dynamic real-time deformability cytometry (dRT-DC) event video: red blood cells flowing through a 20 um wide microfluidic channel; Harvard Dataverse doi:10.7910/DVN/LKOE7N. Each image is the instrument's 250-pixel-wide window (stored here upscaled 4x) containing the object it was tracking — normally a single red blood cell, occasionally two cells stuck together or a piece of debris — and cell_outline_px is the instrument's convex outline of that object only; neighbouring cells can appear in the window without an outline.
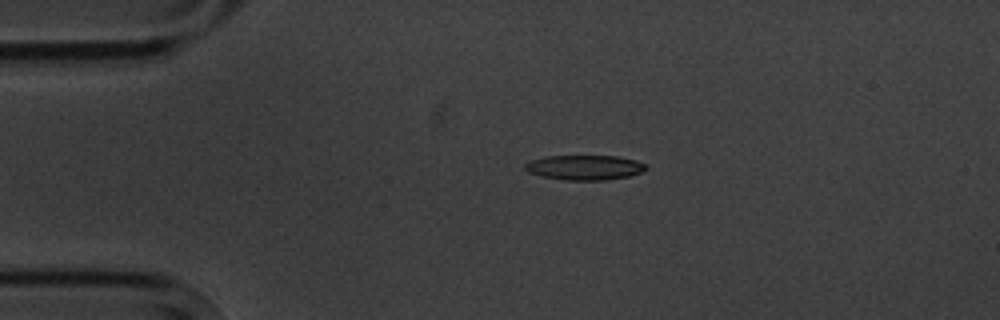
{"species": "common noctule bat (a hibernating species)", "species_latin": "Nyctalus noctula", "temperature_condition": "cold", "stored_images_in_passage": 4, "camera_frame_rate_fps": 3000, "um_per_image_px": 0.085, "animal": {"sex": "male", "body_mass_g": 20.1, "forearm_length_mm": 53.5}, "frame": {"image": 1, "passage_image": 1, "time_ms": 0.0, "image_size_px": [1000, 320], "cell_outline_px": [[648, 168], [640, 172], [628, 176], [604, 180], [564, 180], [540, 176], [528, 172], [524, 168], [524, 164], [528, 160], [544, 156], [616, 156], [636, 160], [648, 164]], "centroid_in_image_um": [49.66, 14.23], "position_along_channel_um": 35.3, "area_um2": 17.69}}
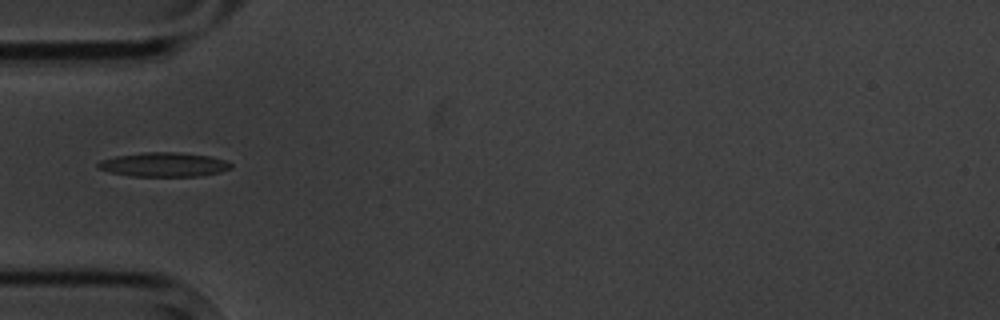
{"frame": {"image": 2, "passage_image": 3, "time_ms": 2.0, "image_size_px": [1000, 320], "cell_outline_px": [[232, 168], [220, 172], [200, 176], [132, 176], [112, 172], [96, 168], [96, 164], [100, 160], [116, 156], [144, 152], [176, 152], [208, 156], [228, 160], [232, 164]], "centroid_in_image_um": [13.94, 13.99], "position_along_channel_um": 71.1, "area_um2": 18.79}}
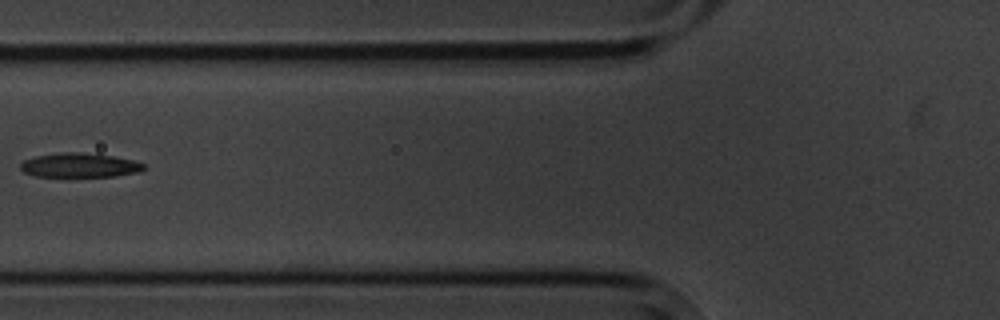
{"frame": {"image": 3, "passage_image": 4, "time_ms": 3.333, "image_size_px": [1000, 320], "cell_outline_px": [[144, 168], [136, 172], [116, 176], [36, 176], [24, 172], [20, 168], [20, 164], [24, 160], [36, 156], [60, 152], [80, 152], [112, 156], [132, 160], [144, 164]], "centroid_in_image_um": [6.72, 14.04], "position_along_channel_um": 119.1, "area_um2": 17.17}}